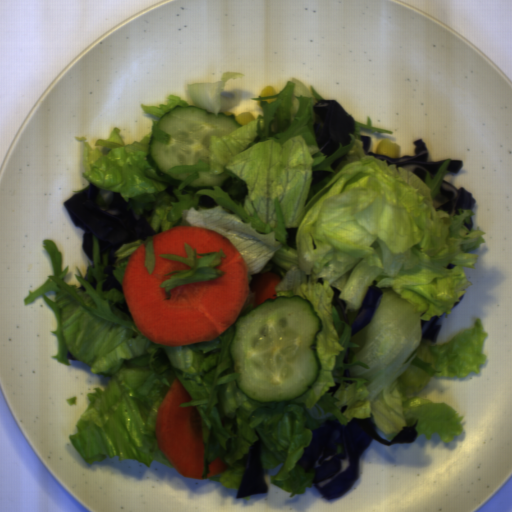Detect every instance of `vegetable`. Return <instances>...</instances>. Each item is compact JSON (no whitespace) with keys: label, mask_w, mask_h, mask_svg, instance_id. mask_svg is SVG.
Masks as SVG:
<instances>
[{"label":"vegetable","mask_w":512,"mask_h":512,"mask_svg":"<svg viewBox=\"0 0 512 512\" xmlns=\"http://www.w3.org/2000/svg\"><path fill=\"white\" fill-rule=\"evenodd\" d=\"M184 247L187 252V257L171 254H159V257L180 261L190 267V269L173 270L164 275L169 276L175 274L159 285L165 290V299L171 298V290L174 287L189 283L215 280L226 272L216 269V266L221 264L222 258L226 257L222 249L209 253H197V248L193 249L188 243H184Z\"/></svg>","instance_id":"obj_2"},{"label":"vegetable","mask_w":512,"mask_h":512,"mask_svg":"<svg viewBox=\"0 0 512 512\" xmlns=\"http://www.w3.org/2000/svg\"><path fill=\"white\" fill-rule=\"evenodd\" d=\"M244 77L238 72H224L222 81L188 83L187 92L193 100L195 107L205 109L210 114H219L229 111L243 98V92H225L224 88L230 79Z\"/></svg>","instance_id":"obj_3"},{"label":"vegetable","mask_w":512,"mask_h":512,"mask_svg":"<svg viewBox=\"0 0 512 512\" xmlns=\"http://www.w3.org/2000/svg\"><path fill=\"white\" fill-rule=\"evenodd\" d=\"M145 247V263L144 266L148 273H153L156 264L155 248L152 236H148L146 240L136 239L132 243L122 244L117 250L114 251L115 262L112 270L116 281L123 287L124 274L128 261L132 253L141 245Z\"/></svg>","instance_id":"obj_4"},{"label":"vegetable","mask_w":512,"mask_h":512,"mask_svg":"<svg viewBox=\"0 0 512 512\" xmlns=\"http://www.w3.org/2000/svg\"><path fill=\"white\" fill-rule=\"evenodd\" d=\"M176 106L186 107L191 105L176 95H170L166 104L159 103V106H144L141 104V108L145 113L159 117V119Z\"/></svg>","instance_id":"obj_5"},{"label":"vegetable","mask_w":512,"mask_h":512,"mask_svg":"<svg viewBox=\"0 0 512 512\" xmlns=\"http://www.w3.org/2000/svg\"><path fill=\"white\" fill-rule=\"evenodd\" d=\"M277 98L270 105L263 100ZM262 115L225 136L208 141L209 163L180 165L167 170L190 174L179 186L156 174L147 161L152 136L164 145L171 137L152 122L150 133L125 144L119 127L92 147L81 142L82 177L88 185L119 192L139 215L153 211L147 222L156 235L175 227H204L225 236L244 259L248 296L237 318L261 305L254 301L255 280L266 272L279 275L276 297L301 296L313 304L321 320L315 351L321 372L311 389L288 402L259 403L239 388L230 358L234 323L215 339L181 346L160 345L142 334L133 317L115 307L124 294L103 292L109 274L107 254L100 263L99 243L92 239L93 264L84 278L76 265L77 284L63 276V255L53 240H43L53 275L23 302L40 296L53 311L57 354L71 365L72 353L95 375L108 379L105 390L88 393L89 405L68 439L87 465L107 458L152 462L176 469L159 449L157 414L176 378L191 397L179 406H196L202 422L203 481L237 490L246 470L237 463L258 441L264 474L283 464L271 484L290 498L312 487L316 469L296 464L326 421L344 427L352 418L371 419L378 435L392 441L405 427L426 440L437 433L445 443L462 435L458 414L445 402L417 397L434 377L465 378L481 374L488 331L476 319L443 343L423 339L421 320L451 314L455 302L473 285L464 269H474V250L486 243L485 232L468 230L472 208L456 215L436 210L452 159L445 160L433 179L387 165L364 152L361 129L392 135V130L355 122L351 141L330 156L320 152L312 108L325 100L313 86L297 78L275 96L253 97ZM346 154V155H345ZM345 155L339 167L330 164ZM332 173L312 185V171ZM232 178L227 192L184 191L198 172ZM448 263H454L447 270ZM98 280L97 291L91 277ZM383 290L381 304L369 324L351 337V324L368 286ZM341 291L350 324L332 301L331 287ZM236 318V319H237ZM351 347L348 362L343 355ZM351 377H343V371ZM353 381L352 385L343 383ZM334 396L327 394L335 383ZM348 405L344 413L340 408ZM256 430V431H255ZM217 457L228 465L207 478Z\"/></svg>","instance_id":"obj_1"}]
</instances>
